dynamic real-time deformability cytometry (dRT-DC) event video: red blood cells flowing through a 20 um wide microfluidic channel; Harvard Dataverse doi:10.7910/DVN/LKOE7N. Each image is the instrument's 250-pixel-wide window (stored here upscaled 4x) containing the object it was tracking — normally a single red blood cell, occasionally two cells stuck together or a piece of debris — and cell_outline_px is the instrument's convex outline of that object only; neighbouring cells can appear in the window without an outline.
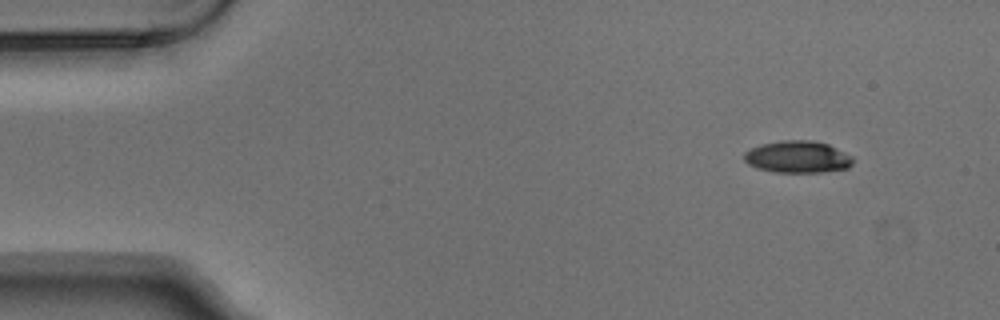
{"species": "Egyptian fruit bat (a non-hibernating species)", "species_latin": "Rousettus aegyptiacus", "temperature_condition": "warm", "stored_images_in_passage": 5, "camera_frame_rate_fps": 3000, "um_per_image_px": 0.085, "animal": {"sex": "male"}, "frame": {"image": 1, "passage_image": 1, "time_ms": 0.0, "image_size_px": [1000, 320], "cell_outline_px": [[852, 164], [848, 168], [824, 172], [776, 172], [756, 168], [748, 164], [744, 160], [744, 152], [760, 144], [780, 140], [812, 140], [828, 144], [852, 156]], "centroid_in_image_um": [67.78, 13.33], "position_along_channel_um": 17.2, "area_um2": 20.35}}
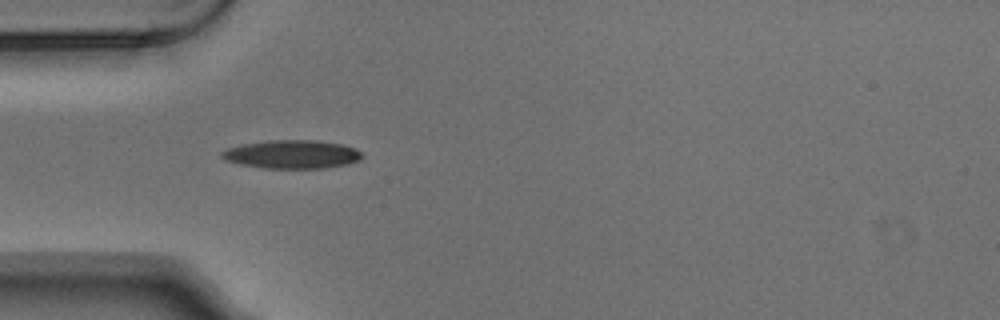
{"frame": {"image": 2, "passage_image": 4, "time_ms": 1.0, "image_size_px": [1000, 320], "cell_outline_px": [[364, 156], [360, 160], [348, 164], [324, 168], [264, 168], [240, 164], [224, 160], [220, 156], [220, 152], [228, 148], [240, 144], [268, 140], [316, 140], [344, 144], [356, 148]], "centroid_in_image_um": [24.82, 13.11], "position_along_channel_um": 60.2, "area_um2": 23.52}}
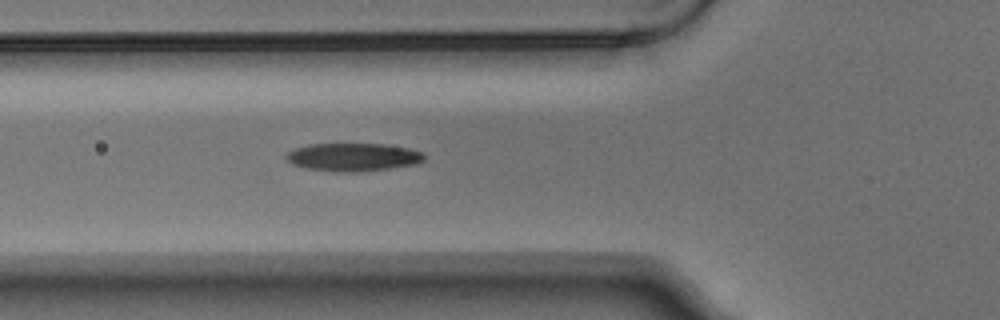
{"frame": {"image": 3, "passage_image": 5, "time_ms": 1.333, "image_size_px": [1000, 320], "cell_outline_px": [[424, 160], [420, 164], [356, 172], [332, 172], [308, 168], [292, 164], [284, 156], [288, 152], [296, 148], [308, 144], [384, 144], [408, 148], [424, 152]], "centroid_in_image_um": [30.04, 13.35], "position_along_channel_um": 95.8, "area_um2": 22.6}}